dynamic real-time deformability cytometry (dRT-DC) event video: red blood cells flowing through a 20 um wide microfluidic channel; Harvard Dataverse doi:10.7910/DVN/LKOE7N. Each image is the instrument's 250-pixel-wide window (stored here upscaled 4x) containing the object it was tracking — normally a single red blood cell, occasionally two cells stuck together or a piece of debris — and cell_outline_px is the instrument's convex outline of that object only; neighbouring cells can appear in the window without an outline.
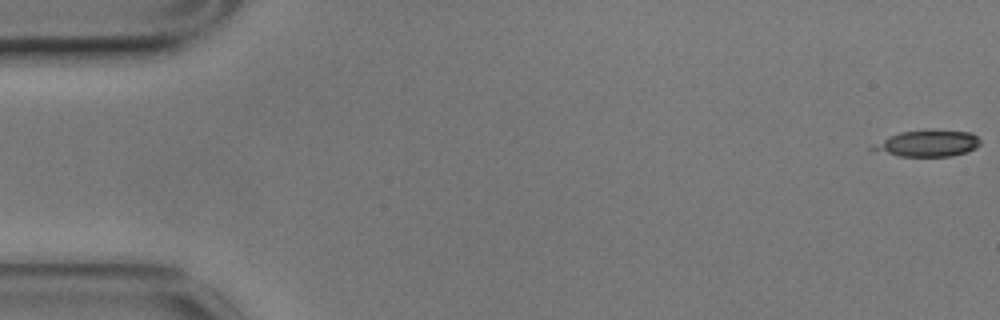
{"species": "common noctule bat (a hibernating species)", "species_latin": "Nyctalus noctula", "temperature_condition": "cold", "stored_images_in_passage": 12, "camera_frame_rate_fps": 3000, "um_per_image_px": 0.085, "animal": {"sex": "male", "body_mass_g": 17.9}, "frame": {"image": 1, "passage_image": 1, "time_ms": 0.0, "image_size_px": [1000, 320], "cell_outline_px": [[980, 144], [976, 148], [968, 152], [952, 156], [900, 156], [868, 148], [872, 144], [888, 136], [900, 132], [972, 132], [980, 140]], "centroid_in_image_um": [78.85, 12.22], "position_along_channel_um": 6.2, "area_um2": 15.9}}